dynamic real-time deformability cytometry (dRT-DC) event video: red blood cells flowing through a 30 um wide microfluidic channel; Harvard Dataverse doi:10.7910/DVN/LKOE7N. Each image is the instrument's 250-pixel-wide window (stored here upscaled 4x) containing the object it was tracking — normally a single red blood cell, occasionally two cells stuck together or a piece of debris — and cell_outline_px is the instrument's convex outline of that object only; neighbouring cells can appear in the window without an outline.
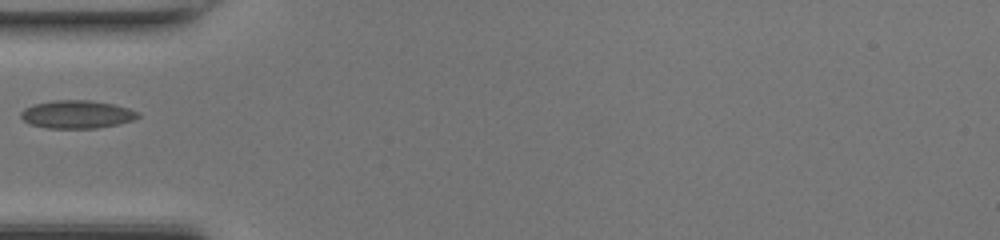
{"species": "common noctule bat (a hibernating species)", "species_latin": "Nyctalus noctula", "temperature_condition": "room temperature", "stored_images_in_passage": 29, "camera_frame_rate_fps": 3000, "um_per_image_px": 0.085, "animal": {"sex": "female", "body_mass_g": 17.0, "forearm_length_mm": 48.0}, "frame": {"image": 1, "passage_image": 1, "time_ms": 0.0, "image_size_px": [1000, 240], "cell_outline_px": [[140, 116], [132, 120], [120, 124], [96, 128], [48, 128], [28, 124], [20, 116], [20, 112], [24, 108], [32, 104], [52, 100], [88, 100], [112, 104], [128, 108], [140, 112]], "centroid_in_image_um": [6.51, 9.72], "position_along_channel_um": 78.5, "area_um2": 19.25}}
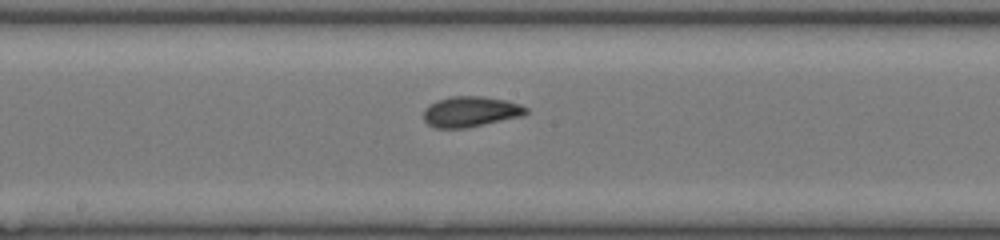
{"frame": {"image": 2, "passage_image": 10, "time_ms": 3.0, "image_size_px": [1000, 240], "cell_outline_px": [[528, 112], [520, 116], [468, 128], [432, 128], [424, 120], [424, 108], [428, 104], [436, 100], [452, 96], [484, 96], [508, 100], [520, 104], [528, 108]], "centroid_in_image_um": [39.97, 9.48], "position_along_channel_um": 208.2, "area_um2": 18.44}}
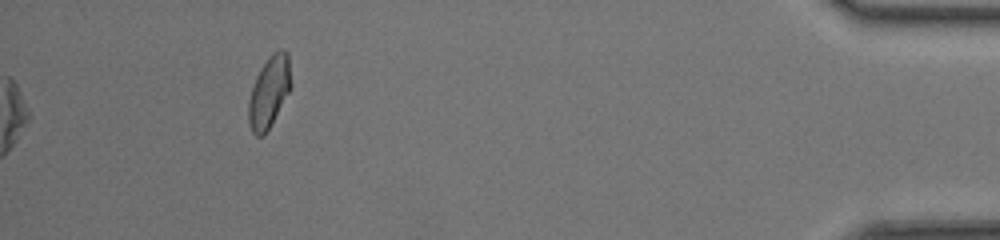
{"frame": {"image": 3, "passage_image": 29, "time_ms": 9.333, "image_size_px": [1000, 240], "cell_outline_px": [[292, 84], [288, 92], [264, 136], [256, 136], [252, 132], [248, 124], [248, 104], [252, 88], [256, 76], [260, 68], [268, 56], [272, 52], [280, 48], [284, 48], [288, 52]], "centroid_in_image_um": [22.87, 7.76], "position_along_channel_um": 412.3, "area_um2": 17.69}}